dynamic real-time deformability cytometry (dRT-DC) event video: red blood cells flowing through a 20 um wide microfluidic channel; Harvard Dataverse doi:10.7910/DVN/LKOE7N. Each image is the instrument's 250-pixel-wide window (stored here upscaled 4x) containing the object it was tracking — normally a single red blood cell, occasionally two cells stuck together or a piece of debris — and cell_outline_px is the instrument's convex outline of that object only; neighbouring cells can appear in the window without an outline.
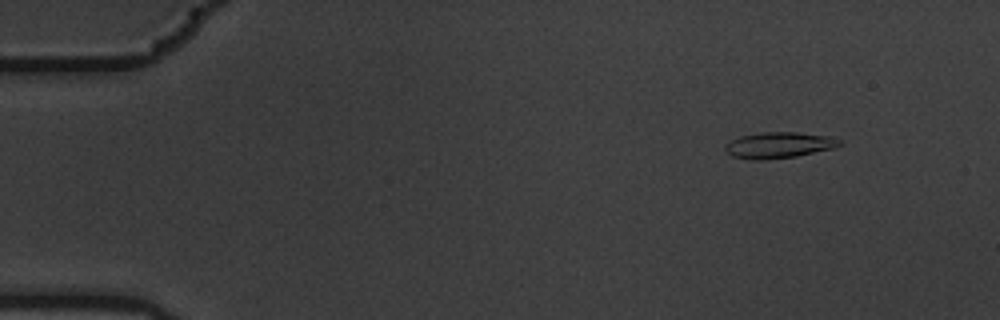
{"species": "common noctule bat (a hibernating species)", "species_latin": "Nyctalus noctula", "temperature_condition": "warm", "stored_images_in_passage": 5, "camera_frame_rate_fps": 3000, "um_per_image_px": 0.085, "animal": {"sex": "male", "body_mass_g": 19.5, "forearm_length_mm": 54.6}, "frame": {"image": 1, "passage_image": 2, "time_ms": 0.333, "image_size_px": [1000, 320], "cell_outline_px": [[840, 144], [832, 148], [796, 156], [764, 160], [752, 160], [732, 156], [724, 148], [724, 144], [740, 136], [760, 132], [796, 132], [832, 136], [840, 140]], "centroid_in_image_um": [66.17, 12.33], "position_along_channel_um": 18.8, "area_um2": 17.28}}
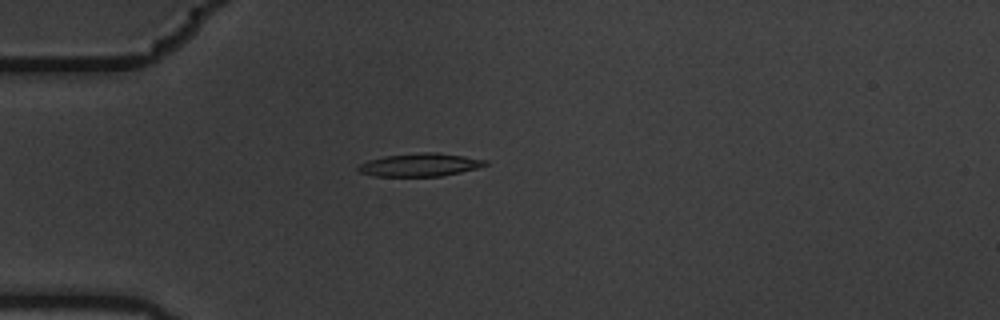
{"frame": {"image": 2, "passage_image": 5, "time_ms": 1.333, "image_size_px": [1000, 320], "cell_outline_px": [[488, 164], [476, 168], [460, 172], [440, 176], [376, 176], [360, 172], [356, 168], [360, 164], [368, 160], [384, 156], [424, 152], [436, 152], [464, 156], [488, 160]], "centroid_in_image_um": [35.7, 14.0], "position_along_channel_um": 49.3, "area_um2": 16.94}}